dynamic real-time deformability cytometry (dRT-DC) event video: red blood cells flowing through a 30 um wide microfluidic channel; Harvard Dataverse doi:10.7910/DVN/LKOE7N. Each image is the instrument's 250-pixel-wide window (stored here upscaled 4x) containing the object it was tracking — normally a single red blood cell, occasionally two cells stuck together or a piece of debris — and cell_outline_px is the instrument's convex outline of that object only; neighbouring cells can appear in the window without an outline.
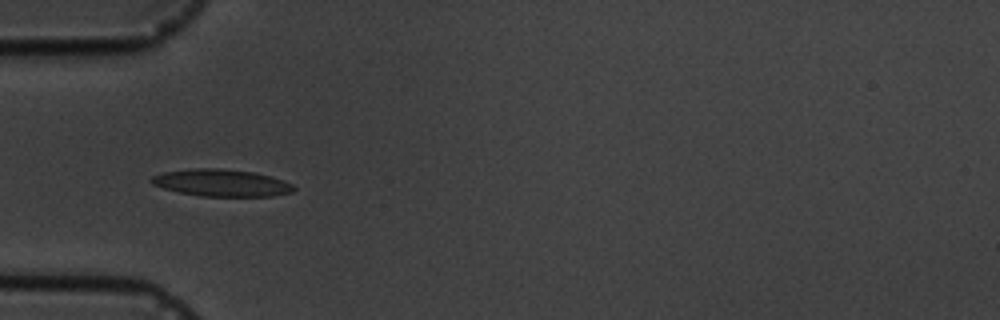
{"species": "common noctule bat (a hibernating species)", "species_latin": "Nyctalus noctula", "temperature_condition": "cold", "stored_images_in_passage": 11, "camera_frame_rate_fps": 3000, "um_per_image_px": 0.085, "animal": {"sex": "male", "body_mass_g": 19.5, "forearm_length_mm": 54.6}, "frame": {"image": 1, "passage_image": 5, "time_ms": 5.667, "image_size_px": [1000, 320], "cell_outline_px": [[296, 188], [292, 192], [272, 196], [200, 196], [180, 192], [164, 188], [152, 184], [148, 180], [152, 176], [164, 172], [192, 168], [220, 168], [252, 172], [284, 180], [292, 184]], "centroid_in_image_um": [18.81, 15.54], "position_along_channel_um": 66.2, "area_um2": 22.37}}
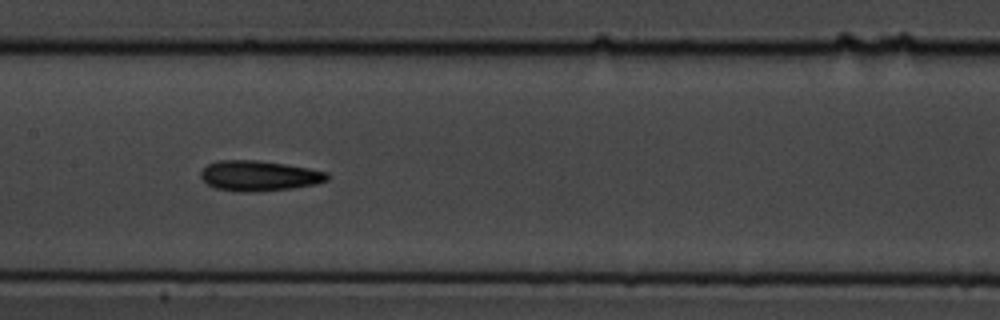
{"frame": {"image": 2, "passage_image": 8, "time_ms": 9.0, "image_size_px": [1000, 320], "cell_outline_px": [[328, 180], [316, 184], [292, 188], [252, 192], [240, 192], [216, 188], [208, 184], [200, 176], [200, 172], [208, 164], [220, 160], [256, 160], [284, 164], [308, 168], [328, 172]], "centroid_in_image_um": [22.02, 14.94], "position_along_channel_um": 185.4, "area_um2": 22.2}}
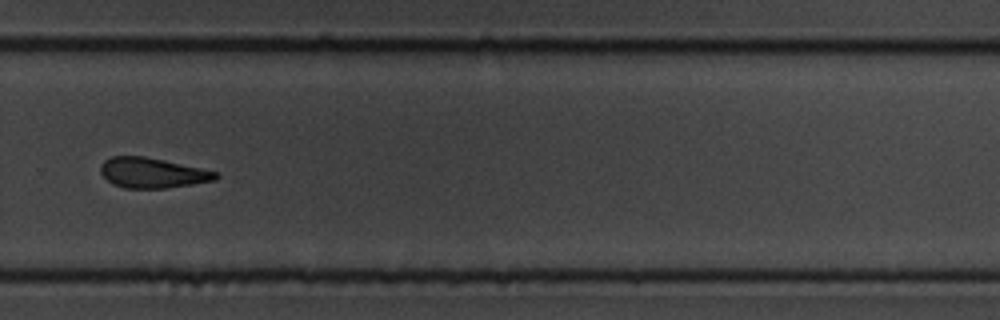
{"frame": {"image": 3, "passage_image": 11, "time_ms": 12.667, "image_size_px": [1000, 320], "cell_outline_px": [[220, 176], [216, 180], [192, 184], [164, 188], [124, 188], [112, 184], [100, 172], [100, 164], [104, 160], [112, 156], [144, 156], [164, 160], [220, 172]], "centroid_in_image_um": [12.96, 14.69], "position_along_channel_um": 316.8, "area_um2": 20.35}}